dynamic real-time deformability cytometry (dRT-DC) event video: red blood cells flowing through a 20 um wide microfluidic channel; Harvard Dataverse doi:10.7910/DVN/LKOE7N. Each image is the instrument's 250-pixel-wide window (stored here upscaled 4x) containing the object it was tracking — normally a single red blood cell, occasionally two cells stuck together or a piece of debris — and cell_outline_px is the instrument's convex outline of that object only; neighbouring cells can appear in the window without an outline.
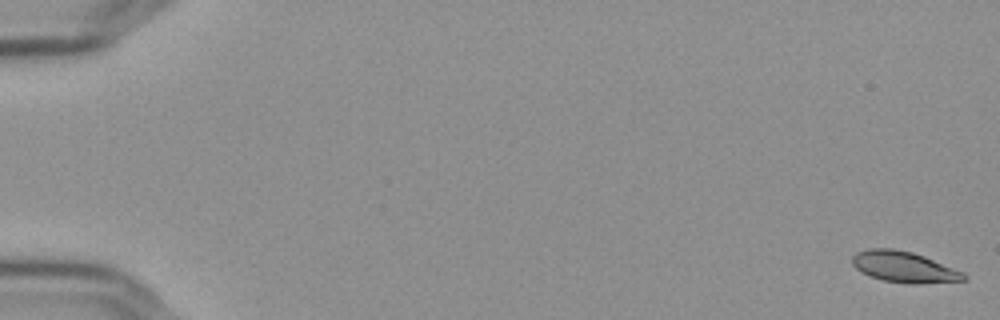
{"species": "Egyptian fruit bat (a non-hibernating species)", "species_latin": "Rousettus aegyptiacus", "temperature_condition": "cold", "stored_images_in_passage": 12, "camera_frame_rate_fps": 3000, "um_per_image_px": 0.085, "frame": {"image": 1, "passage_image": 1, "time_ms": 0.0, "image_size_px": [1000, 320], "cell_outline_px": [[968, 276], [964, 280], [884, 280], [872, 276], [856, 268], [852, 264], [852, 256], [856, 252], [868, 248], [892, 248], [912, 252], [924, 256], [964, 272]], "centroid_in_image_um": [76.76, 22.59], "position_along_channel_um": 8.2, "area_um2": 18.73}}